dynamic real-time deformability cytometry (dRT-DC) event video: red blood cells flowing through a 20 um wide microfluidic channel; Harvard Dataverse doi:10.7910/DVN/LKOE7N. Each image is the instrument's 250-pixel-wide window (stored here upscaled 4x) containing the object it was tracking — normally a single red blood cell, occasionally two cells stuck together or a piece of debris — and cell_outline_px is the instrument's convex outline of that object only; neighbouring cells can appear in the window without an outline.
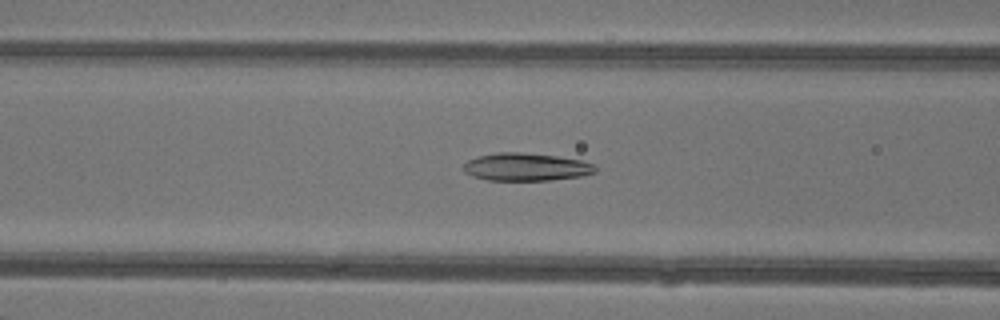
{"species": "common noctule bat (a hibernating species)", "species_latin": "Nyctalus noctula", "temperature_condition": "warm", "stored_images_in_passage": 49, "camera_frame_rate_fps": 3000, "um_per_image_px": 0.085, "animal": {"sex": "female"}, "frame": {"image": 1, "passage_image": 21, "time_ms": 6.667, "image_size_px": [1000, 320], "cell_outline_px": [[596, 172], [580, 176], [552, 180], [488, 180], [472, 176], [464, 172], [464, 164], [468, 160], [480, 156], [496, 152], [520, 152], [556, 156], [584, 160], [592, 164], [596, 168]], "centroid_in_image_um": [44.72, 14.19], "position_along_channel_um": 121.9, "area_um2": 21.27}}
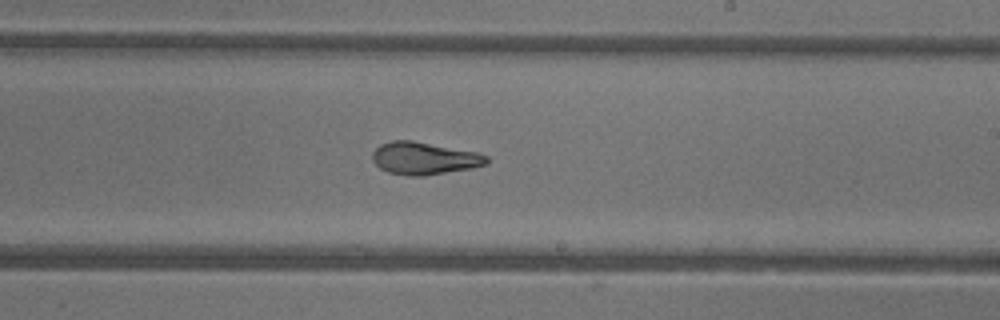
{"frame": {"image": 2, "passage_image": 30, "time_ms": 9.667, "image_size_px": [1000, 320], "cell_outline_px": [[488, 164], [472, 168], [424, 176], [408, 176], [388, 172], [380, 168], [372, 160], [372, 152], [380, 144], [392, 140], [412, 140], [476, 152], [488, 156]], "centroid_in_image_um": [36.04, 13.46], "position_along_channel_um": 253.0, "area_um2": 21.68}}
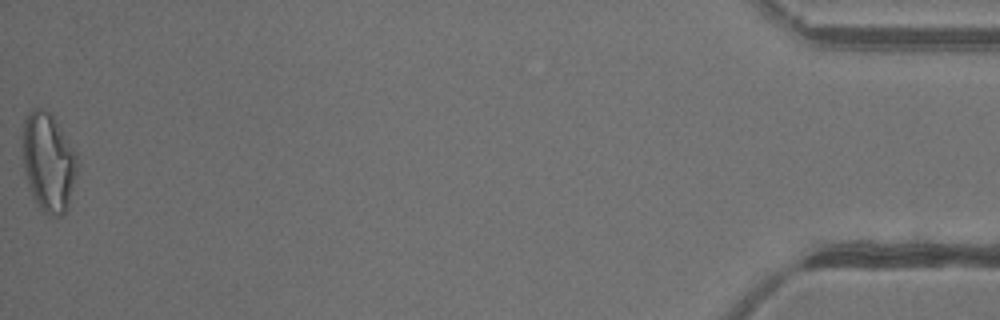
{"frame": {"image": 3, "passage_image": 49, "time_ms": 16.0, "image_size_px": [1000, 320], "cell_outline_px": [[80, 164], [68, 208], [60, 216], [48, 216], [40, 208], [32, 196], [28, 188], [24, 168], [24, 120], [28, 112], [32, 108], [44, 108], [52, 116], [76, 152]], "centroid_in_image_um": [4.15, 13.83], "position_along_channel_um": 431.1, "area_um2": 31.56}, "authors_computed_cell_mechanics": {"area_um2": 22.7732, "velocity_mm_per_s": 4.3695, "shape_relaxation_time_tau1_ms": null, "shape_relaxation_time_tau2_ms": 2.0074, "deformation_change_tau1": null, "deformation_change_tau2": 0.0998}}